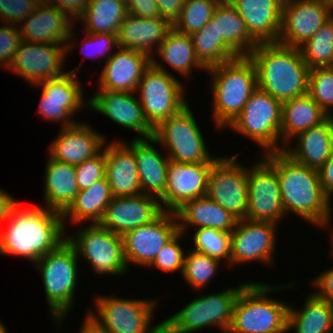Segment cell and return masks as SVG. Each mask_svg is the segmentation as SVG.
Masks as SVG:
<instances>
[{"label":"cell","instance_id":"1","mask_svg":"<svg viewBox=\"0 0 333 333\" xmlns=\"http://www.w3.org/2000/svg\"><path fill=\"white\" fill-rule=\"evenodd\" d=\"M0 226V255L26 258L33 264L67 240L62 214L41 207H25L21 203Z\"/></svg>","mask_w":333,"mask_h":333},{"label":"cell","instance_id":"2","mask_svg":"<svg viewBox=\"0 0 333 333\" xmlns=\"http://www.w3.org/2000/svg\"><path fill=\"white\" fill-rule=\"evenodd\" d=\"M263 158L278 174L285 215L295 214L312 226L329 227L332 201L322 190L318 171L293 161L283 151L265 153Z\"/></svg>","mask_w":333,"mask_h":333},{"label":"cell","instance_id":"3","mask_svg":"<svg viewBox=\"0 0 333 333\" xmlns=\"http://www.w3.org/2000/svg\"><path fill=\"white\" fill-rule=\"evenodd\" d=\"M248 57L256 68L257 88L281 102L308 94L310 68L299 48L259 43Z\"/></svg>","mask_w":333,"mask_h":333},{"label":"cell","instance_id":"4","mask_svg":"<svg viewBox=\"0 0 333 333\" xmlns=\"http://www.w3.org/2000/svg\"><path fill=\"white\" fill-rule=\"evenodd\" d=\"M291 281L267 284L249 281L240 291L233 307L227 333H286L290 304L270 295L276 291L297 287Z\"/></svg>","mask_w":333,"mask_h":333},{"label":"cell","instance_id":"5","mask_svg":"<svg viewBox=\"0 0 333 333\" xmlns=\"http://www.w3.org/2000/svg\"><path fill=\"white\" fill-rule=\"evenodd\" d=\"M212 79V121L216 128L228 127L241 113L257 89V72L248 56L207 68Z\"/></svg>","mask_w":333,"mask_h":333},{"label":"cell","instance_id":"6","mask_svg":"<svg viewBox=\"0 0 333 333\" xmlns=\"http://www.w3.org/2000/svg\"><path fill=\"white\" fill-rule=\"evenodd\" d=\"M75 248L66 240L34 263L42 276L49 314L57 328L70 314L75 304L78 286V261Z\"/></svg>","mask_w":333,"mask_h":333},{"label":"cell","instance_id":"7","mask_svg":"<svg viewBox=\"0 0 333 333\" xmlns=\"http://www.w3.org/2000/svg\"><path fill=\"white\" fill-rule=\"evenodd\" d=\"M249 281L190 300L185 307L162 321L163 333H195L211 326L227 333L236 298Z\"/></svg>","mask_w":333,"mask_h":333},{"label":"cell","instance_id":"8","mask_svg":"<svg viewBox=\"0 0 333 333\" xmlns=\"http://www.w3.org/2000/svg\"><path fill=\"white\" fill-rule=\"evenodd\" d=\"M95 310L86 311L106 333H163L162 322L152 325L156 299L96 295ZM152 325V327H151Z\"/></svg>","mask_w":333,"mask_h":333},{"label":"cell","instance_id":"9","mask_svg":"<svg viewBox=\"0 0 333 333\" xmlns=\"http://www.w3.org/2000/svg\"><path fill=\"white\" fill-rule=\"evenodd\" d=\"M158 61L152 58L135 91L144 116L153 128L188 104L183 83Z\"/></svg>","mask_w":333,"mask_h":333},{"label":"cell","instance_id":"10","mask_svg":"<svg viewBox=\"0 0 333 333\" xmlns=\"http://www.w3.org/2000/svg\"><path fill=\"white\" fill-rule=\"evenodd\" d=\"M192 109L187 104L178 113L161 121L155 128L153 138L160 148L167 149L169 159L184 163L215 162L208 149L202 131L196 123Z\"/></svg>","mask_w":333,"mask_h":333},{"label":"cell","instance_id":"11","mask_svg":"<svg viewBox=\"0 0 333 333\" xmlns=\"http://www.w3.org/2000/svg\"><path fill=\"white\" fill-rule=\"evenodd\" d=\"M282 102L257 88L227 127L255 142L263 154L281 151Z\"/></svg>","mask_w":333,"mask_h":333},{"label":"cell","instance_id":"12","mask_svg":"<svg viewBox=\"0 0 333 333\" xmlns=\"http://www.w3.org/2000/svg\"><path fill=\"white\" fill-rule=\"evenodd\" d=\"M78 229L74 234H66L67 241L75 248L78 258L90 264L94 273L123 277L128 272L121 235L98 223Z\"/></svg>","mask_w":333,"mask_h":333},{"label":"cell","instance_id":"13","mask_svg":"<svg viewBox=\"0 0 333 333\" xmlns=\"http://www.w3.org/2000/svg\"><path fill=\"white\" fill-rule=\"evenodd\" d=\"M82 63L74 70H70L62 77L45 80L33 85L34 88L42 89L38 113L47 122L60 123L61 128L70 127L80 121H76L74 114L88 107V98L84 99L85 88L78 78L82 70ZM84 94V96H83ZM85 100V101H84ZM74 118V119H73Z\"/></svg>","mask_w":333,"mask_h":333},{"label":"cell","instance_id":"14","mask_svg":"<svg viewBox=\"0 0 333 333\" xmlns=\"http://www.w3.org/2000/svg\"><path fill=\"white\" fill-rule=\"evenodd\" d=\"M238 157V153L233 156L221 155L213 163L208 176L206 196L238 219H244L249 200L248 166L238 161Z\"/></svg>","mask_w":333,"mask_h":333},{"label":"cell","instance_id":"15","mask_svg":"<svg viewBox=\"0 0 333 333\" xmlns=\"http://www.w3.org/2000/svg\"><path fill=\"white\" fill-rule=\"evenodd\" d=\"M248 166V209L246 219L279 225L286 217L276 170L262 157Z\"/></svg>","mask_w":333,"mask_h":333},{"label":"cell","instance_id":"16","mask_svg":"<svg viewBox=\"0 0 333 333\" xmlns=\"http://www.w3.org/2000/svg\"><path fill=\"white\" fill-rule=\"evenodd\" d=\"M278 226L269 221L238 219L230 237V267L254 261L273 265Z\"/></svg>","mask_w":333,"mask_h":333},{"label":"cell","instance_id":"17","mask_svg":"<svg viewBox=\"0 0 333 333\" xmlns=\"http://www.w3.org/2000/svg\"><path fill=\"white\" fill-rule=\"evenodd\" d=\"M66 60V45L22 40L6 71L10 70L28 84L36 85L69 72L64 69Z\"/></svg>","mask_w":333,"mask_h":333},{"label":"cell","instance_id":"18","mask_svg":"<svg viewBox=\"0 0 333 333\" xmlns=\"http://www.w3.org/2000/svg\"><path fill=\"white\" fill-rule=\"evenodd\" d=\"M179 232L175 212L163 211L148 224L127 231L123 237L127 267H148L158 252Z\"/></svg>","mask_w":333,"mask_h":333},{"label":"cell","instance_id":"19","mask_svg":"<svg viewBox=\"0 0 333 333\" xmlns=\"http://www.w3.org/2000/svg\"><path fill=\"white\" fill-rule=\"evenodd\" d=\"M333 17L325 0H284L278 43L299 48Z\"/></svg>","mask_w":333,"mask_h":333},{"label":"cell","instance_id":"20","mask_svg":"<svg viewBox=\"0 0 333 333\" xmlns=\"http://www.w3.org/2000/svg\"><path fill=\"white\" fill-rule=\"evenodd\" d=\"M75 23L60 8L50 4H37L33 12L20 23L19 29L24 41L66 45L68 58V53H73L71 51L78 45L74 34L76 31L73 29Z\"/></svg>","mask_w":333,"mask_h":333},{"label":"cell","instance_id":"21","mask_svg":"<svg viewBox=\"0 0 333 333\" xmlns=\"http://www.w3.org/2000/svg\"><path fill=\"white\" fill-rule=\"evenodd\" d=\"M213 163H184L169 159L166 192L160 199L163 211L175 212L184 203L206 196Z\"/></svg>","mask_w":333,"mask_h":333},{"label":"cell","instance_id":"22","mask_svg":"<svg viewBox=\"0 0 333 333\" xmlns=\"http://www.w3.org/2000/svg\"><path fill=\"white\" fill-rule=\"evenodd\" d=\"M134 94L98 90L88 98V108L103 114L122 128L139 134L134 139L153 137L154 128L146 120L138 96Z\"/></svg>","mask_w":333,"mask_h":333},{"label":"cell","instance_id":"23","mask_svg":"<svg viewBox=\"0 0 333 333\" xmlns=\"http://www.w3.org/2000/svg\"><path fill=\"white\" fill-rule=\"evenodd\" d=\"M162 212L160 200L153 196L141 193L113 197L98 224L123 236L127 231L150 223Z\"/></svg>","mask_w":333,"mask_h":333},{"label":"cell","instance_id":"24","mask_svg":"<svg viewBox=\"0 0 333 333\" xmlns=\"http://www.w3.org/2000/svg\"><path fill=\"white\" fill-rule=\"evenodd\" d=\"M105 138L91 124L78 122L60 129L51 141L47 155L63 163L78 165L98 155L108 141Z\"/></svg>","mask_w":333,"mask_h":333},{"label":"cell","instance_id":"25","mask_svg":"<svg viewBox=\"0 0 333 333\" xmlns=\"http://www.w3.org/2000/svg\"><path fill=\"white\" fill-rule=\"evenodd\" d=\"M152 58L146 53L118 48L104 61L98 78V90L111 92H135Z\"/></svg>","mask_w":333,"mask_h":333},{"label":"cell","instance_id":"26","mask_svg":"<svg viewBox=\"0 0 333 333\" xmlns=\"http://www.w3.org/2000/svg\"><path fill=\"white\" fill-rule=\"evenodd\" d=\"M119 141V142H118ZM105 178L113 197L142 193L133 149L125 141L105 143Z\"/></svg>","mask_w":333,"mask_h":333},{"label":"cell","instance_id":"27","mask_svg":"<svg viewBox=\"0 0 333 333\" xmlns=\"http://www.w3.org/2000/svg\"><path fill=\"white\" fill-rule=\"evenodd\" d=\"M128 145L134 151L142 193L160 200L166 192L168 156L155 147L159 143L153 137L133 139Z\"/></svg>","mask_w":333,"mask_h":333},{"label":"cell","instance_id":"28","mask_svg":"<svg viewBox=\"0 0 333 333\" xmlns=\"http://www.w3.org/2000/svg\"><path fill=\"white\" fill-rule=\"evenodd\" d=\"M258 43L277 42L284 0H228Z\"/></svg>","mask_w":333,"mask_h":333},{"label":"cell","instance_id":"29","mask_svg":"<svg viewBox=\"0 0 333 333\" xmlns=\"http://www.w3.org/2000/svg\"><path fill=\"white\" fill-rule=\"evenodd\" d=\"M172 28L161 16L148 19L128 14L118 29L117 43L121 49L140 51L152 58Z\"/></svg>","mask_w":333,"mask_h":333},{"label":"cell","instance_id":"30","mask_svg":"<svg viewBox=\"0 0 333 333\" xmlns=\"http://www.w3.org/2000/svg\"><path fill=\"white\" fill-rule=\"evenodd\" d=\"M295 146H285L283 152L293 161L318 170L333 154V116L292 138Z\"/></svg>","mask_w":333,"mask_h":333},{"label":"cell","instance_id":"31","mask_svg":"<svg viewBox=\"0 0 333 333\" xmlns=\"http://www.w3.org/2000/svg\"><path fill=\"white\" fill-rule=\"evenodd\" d=\"M179 231L186 234L189 228H211L231 233L238 218L207 196L184 203L175 211Z\"/></svg>","mask_w":333,"mask_h":333},{"label":"cell","instance_id":"32","mask_svg":"<svg viewBox=\"0 0 333 333\" xmlns=\"http://www.w3.org/2000/svg\"><path fill=\"white\" fill-rule=\"evenodd\" d=\"M44 170V206L63 214L79 192L76 181L75 165L63 163L47 156Z\"/></svg>","mask_w":333,"mask_h":333},{"label":"cell","instance_id":"33","mask_svg":"<svg viewBox=\"0 0 333 333\" xmlns=\"http://www.w3.org/2000/svg\"><path fill=\"white\" fill-rule=\"evenodd\" d=\"M329 118L327 113L308 95L282 102L281 151L291 145L297 134L322 124Z\"/></svg>","mask_w":333,"mask_h":333},{"label":"cell","instance_id":"34","mask_svg":"<svg viewBox=\"0 0 333 333\" xmlns=\"http://www.w3.org/2000/svg\"><path fill=\"white\" fill-rule=\"evenodd\" d=\"M110 186L106 178L95 181L89 188L80 190L67 210L62 214L64 226L66 221L78 224L99 223L106 206L112 200Z\"/></svg>","mask_w":333,"mask_h":333},{"label":"cell","instance_id":"35","mask_svg":"<svg viewBox=\"0 0 333 333\" xmlns=\"http://www.w3.org/2000/svg\"><path fill=\"white\" fill-rule=\"evenodd\" d=\"M304 300L300 309L290 304L287 330L294 333H333V304L313 292Z\"/></svg>","mask_w":333,"mask_h":333},{"label":"cell","instance_id":"36","mask_svg":"<svg viewBox=\"0 0 333 333\" xmlns=\"http://www.w3.org/2000/svg\"><path fill=\"white\" fill-rule=\"evenodd\" d=\"M219 37L239 55L248 56L259 44L248 32L243 19L228 0H221L210 19Z\"/></svg>","mask_w":333,"mask_h":333},{"label":"cell","instance_id":"37","mask_svg":"<svg viewBox=\"0 0 333 333\" xmlns=\"http://www.w3.org/2000/svg\"><path fill=\"white\" fill-rule=\"evenodd\" d=\"M162 58L172 70L183 77L192 75L194 68L200 71L207 69L196 58L192 38L188 34L177 32L172 28L166 35L164 41L159 45L152 58Z\"/></svg>","mask_w":333,"mask_h":333},{"label":"cell","instance_id":"38","mask_svg":"<svg viewBox=\"0 0 333 333\" xmlns=\"http://www.w3.org/2000/svg\"><path fill=\"white\" fill-rule=\"evenodd\" d=\"M128 15L126 3L117 0H89L85 10L76 19L84 31L92 34L117 35L124 18Z\"/></svg>","mask_w":333,"mask_h":333},{"label":"cell","instance_id":"39","mask_svg":"<svg viewBox=\"0 0 333 333\" xmlns=\"http://www.w3.org/2000/svg\"><path fill=\"white\" fill-rule=\"evenodd\" d=\"M190 36L196 58L206 69L240 57L222 37H219L216 25L211 20Z\"/></svg>","mask_w":333,"mask_h":333},{"label":"cell","instance_id":"40","mask_svg":"<svg viewBox=\"0 0 333 333\" xmlns=\"http://www.w3.org/2000/svg\"><path fill=\"white\" fill-rule=\"evenodd\" d=\"M303 61L312 69L333 67V17L299 47Z\"/></svg>","mask_w":333,"mask_h":333},{"label":"cell","instance_id":"41","mask_svg":"<svg viewBox=\"0 0 333 333\" xmlns=\"http://www.w3.org/2000/svg\"><path fill=\"white\" fill-rule=\"evenodd\" d=\"M221 265L223 264L219 259L189 249L186 250L182 277L197 292V290H203L207 287L206 285L210 284L218 270H220Z\"/></svg>","mask_w":333,"mask_h":333},{"label":"cell","instance_id":"42","mask_svg":"<svg viewBox=\"0 0 333 333\" xmlns=\"http://www.w3.org/2000/svg\"><path fill=\"white\" fill-rule=\"evenodd\" d=\"M221 0H185L180 18L173 28L183 34L191 35L199 31L211 19Z\"/></svg>","mask_w":333,"mask_h":333},{"label":"cell","instance_id":"43","mask_svg":"<svg viewBox=\"0 0 333 333\" xmlns=\"http://www.w3.org/2000/svg\"><path fill=\"white\" fill-rule=\"evenodd\" d=\"M230 237L231 233L229 232L211 228H199L192 235L193 247L191 249L219 259L222 262L225 259L226 266H229Z\"/></svg>","mask_w":333,"mask_h":333},{"label":"cell","instance_id":"44","mask_svg":"<svg viewBox=\"0 0 333 333\" xmlns=\"http://www.w3.org/2000/svg\"><path fill=\"white\" fill-rule=\"evenodd\" d=\"M308 95L329 117L333 116V67H316L309 70Z\"/></svg>","mask_w":333,"mask_h":333},{"label":"cell","instance_id":"45","mask_svg":"<svg viewBox=\"0 0 333 333\" xmlns=\"http://www.w3.org/2000/svg\"><path fill=\"white\" fill-rule=\"evenodd\" d=\"M185 234L178 232L156 255L153 262L147 267L152 269H159L165 272H178L180 275L183 271L185 262L184 248L180 244V240L184 239Z\"/></svg>","mask_w":333,"mask_h":333},{"label":"cell","instance_id":"46","mask_svg":"<svg viewBox=\"0 0 333 333\" xmlns=\"http://www.w3.org/2000/svg\"><path fill=\"white\" fill-rule=\"evenodd\" d=\"M83 40L81 41V52L84 58H92L95 60L104 58L107 61L112 55L113 51L119 48L117 43V36L115 34H92L84 32ZM114 47V48H113ZM113 49V51H112Z\"/></svg>","mask_w":333,"mask_h":333},{"label":"cell","instance_id":"47","mask_svg":"<svg viewBox=\"0 0 333 333\" xmlns=\"http://www.w3.org/2000/svg\"><path fill=\"white\" fill-rule=\"evenodd\" d=\"M105 144L103 150L94 158L75 165L77 187L80 190L89 188L95 181L105 178Z\"/></svg>","mask_w":333,"mask_h":333},{"label":"cell","instance_id":"48","mask_svg":"<svg viewBox=\"0 0 333 333\" xmlns=\"http://www.w3.org/2000/svg\"><path fill=\"white\" fill-rule=\"evenodd\" d=\"M2 24V25H1ZM0 24V68L7 69L15 52L18 50L22 38L17 25Z\"/></svg>","mask_w":333,"mask_h":333},{"label":"cell","instance_id":"49","mask_svg":"<svg viewBox=\"0 0 333 333\" xmlns=\"http://www.w3.org/2000/svg\"><path fill=\"white\" fill-rule=\"evenodd\" d=\"M36 5L33 0H0V21L19 26Z\"/></svg>","mask_w":333,"mask_h":333},{"label":"cell","instance_id":"50","mask_svg":"<svg viewBox=\"0 0 333 333\" xmlns=\"http://www.w3.org/2000/svg\"><path fill=\"white\" fill-rule=\"evenodd\" d=\"M312 281L316 287L313 293L321 299L327 300L333 304V267L320 272Z\"/></svg>","mask_w":333,"mask_h":333},{"label":"cell","instance_id":"51","mask_svg":"<svg viewBox=\"0 0 333 333\" xmlns=\"http://www.w3.org/2000/svg\"><path fill=\"white\" fill-rule=\"evenodd\" d=\"M128 14L140 18L154 19L159 17L155 0H126Z\"/></svg>","mask_w":333,"mask_h":333},{"label":"cell","instance_id":"52","mask_svg":"<svg viewBox=\"0 0 333 333\" xmlns=\"http://www.w3.org/2000/svg\"><path fill=\"white\" fill-rule=\"evenodd\" d=\"M161 17L172 26L180 18L181 10L185 0H155Z\"/></svg>","mask_w":333,"mask_h":333},{"label":"cell","instance_id":"53","mask_svg":"<svg viewBox=\"0 0 333 333\" xmlns=\"http://www.w3.org/2000/svg\"><path fill=\"white\" fill-rule=\"evenodd\" d=\"M88 2L89 0H47V4L65 11L75 21L85 10Z\"/></svg>","mask_w":333,"mask_h":333},{"label":"cell","instance_id":"54","mask_svg":"<svg viewBox=\"0 0 333 333\" xmlns=\"http://www.w3.org/2000/svg\"><path fill=\"white\" fill-rule=\"evenodd\" d=\"M317 171L322 190L324 194L332 201L331 198H333V154Z\"/></svg>","mask_w":333,"mask_h":333},{"label":"cell","instance_id":"55","mask_svg":"<svg viewBox=\"0 0 333 333\" xmlns=\"http://www.w3.org/2000/svg\"><path fill=\"white\" fill-rule=\"evenodd\" d=\"M19 199H15L12 194L0 188V226L6 222L12 211L19 205Z\"/></svg>","mask_w":333,"mask_h":333},{"label":"cell","instance_id":"56","mask_svg":"<svg viewBox=\"0 0 333 333\" xmlns=\"http://www.w3.org/2000/svg\"><path fill=\"white\" fill-rule=\"evenodd\" d=\"M79 333H106L92 318L87 314L83 320Z\"/></svg>","mask_w":333,"mask_h":333},{"label":"cell","instance_id":"57","mask_svg":"<svg viewBox=\"0 0 333 333\" xmlns=\"http://www.w3.org/2000/svg\"><path fill=\"white\" fill-rule=\"evenodd\" d=\"M6 326L5 324H2L1 320H0V333H9L8 330H6Z\"/></svg>","mask_w":333,"mask_h":333},{"label":"cell","instance_id":"58","mask_svg":"<svg viewBox=\"0 0 333 333\" xmlns=\"http://www.w3.org/2000/svg\"><path fill=\"white\" fill-rule=\"evenodd\" d=\"M332 232V233H331ZM330 232V234H331V238L329 239L330 241H331V246H332V249H330L331 251H330V254H333V230ZM333 256V255H332Z\"/></svg>","mask_w":333,"mask_h":333},{"label":"cell","instance_id":"59","mask_svg":"<svg viewBox=\"0 0 333 333\" xmlns=\"http://www.w3.org/2000/svg\"><path fill=\"white\" fill-rule=\"evenodd\" d=\"M333 13V0H325Z\"/></svg>","mask_w":333,"mask_h":333},{"label":"cell","instance_id":"60","mask_svg":"<svg viewBox=\"0 0 333 333\" xmlns=\"http://www.w3.org/2000/svg\"><path fill=\"white\" fill-rule=\"evenodd\" d=\"M36 4H47V0H33Z\"/></svg>","mask_w":333,"mask_h":333},{"label":"cell","instance_id":"61","mask_svg":"<svg viewBox=\"0 0 333 333\" xmlns=\"http://www.w3.org/2000/svg\"><path fill=\"white\" fill-rule=\"evenodd\" d=\"M119 2H123V3H126V0H117Z\"/></svg>","mask_w":333,"mask_h":333}]
</instances>
